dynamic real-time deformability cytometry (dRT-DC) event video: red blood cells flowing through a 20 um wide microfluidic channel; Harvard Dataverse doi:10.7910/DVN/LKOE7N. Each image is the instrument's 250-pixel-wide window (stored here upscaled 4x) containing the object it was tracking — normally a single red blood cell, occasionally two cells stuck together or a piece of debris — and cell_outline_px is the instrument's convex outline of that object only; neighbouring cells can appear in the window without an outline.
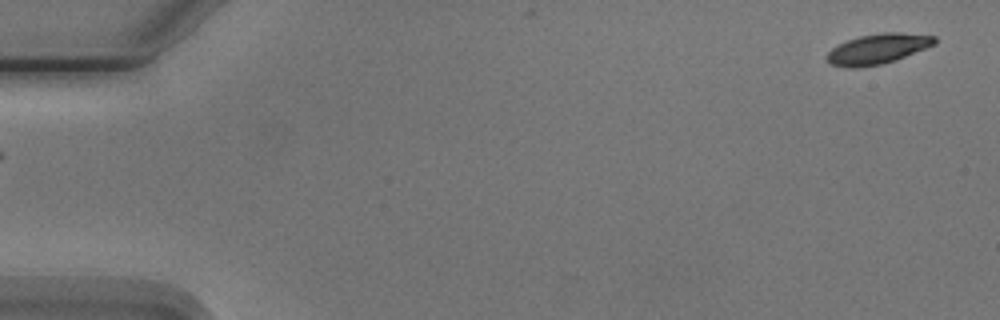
{"species": "Egyptian fruit bat (a non-hibernating species)", "species_latin": "Rousettus aegyptiacus", "temperature_condition": "cold", "stored_images_in_passage": 5, "camera_frame_rate_fps": 3000, "um_per_image_px": 0.085, "animal": {"sex": "male"}, "frame": {"image": 1, "passage_image": 1, "time_ms": 0.0, "image_size_px": [1000, 320], "cell_outline_px": [[936, 44], [896, 60], [880, 64], [860, 68], [844, 68], [832, 64], [828, 60], [828, 52], [832, 48], [848, 40], [860, 36], [884, 32], [900, 32], [936, 36]], "centroid_in_image_um": [74.64, 4.16], "position_along_channel_um": 10.4, "area_um2": 18.84}}
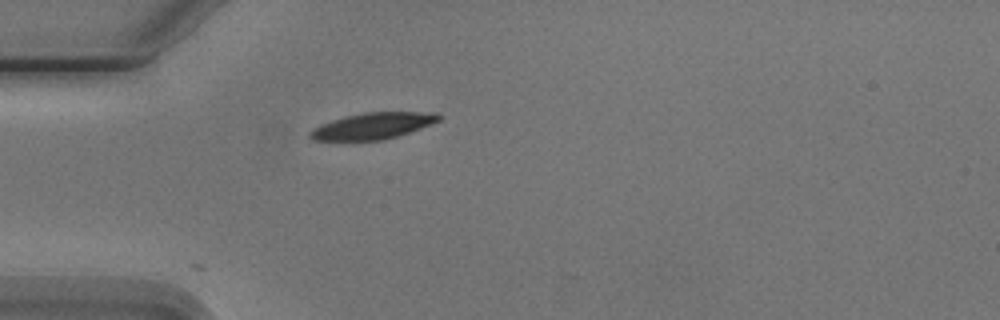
{"frame": {"image": 2, "passage_image": 5, "time_ms": 4.667, "image_size_px": [1000, 320], "cell_outline_px": [[440, 120], [420, 128], [384, 140], [312, 140], [308, 136], [308, 132], [312, 128], [320, 124], [344, 116], [364, 112], [432, 112], [440, 116]], "centroid_in_image_um": [31.62, 10.7], "position_along_channel_um": 53.4, "area_um2": 19.65}}